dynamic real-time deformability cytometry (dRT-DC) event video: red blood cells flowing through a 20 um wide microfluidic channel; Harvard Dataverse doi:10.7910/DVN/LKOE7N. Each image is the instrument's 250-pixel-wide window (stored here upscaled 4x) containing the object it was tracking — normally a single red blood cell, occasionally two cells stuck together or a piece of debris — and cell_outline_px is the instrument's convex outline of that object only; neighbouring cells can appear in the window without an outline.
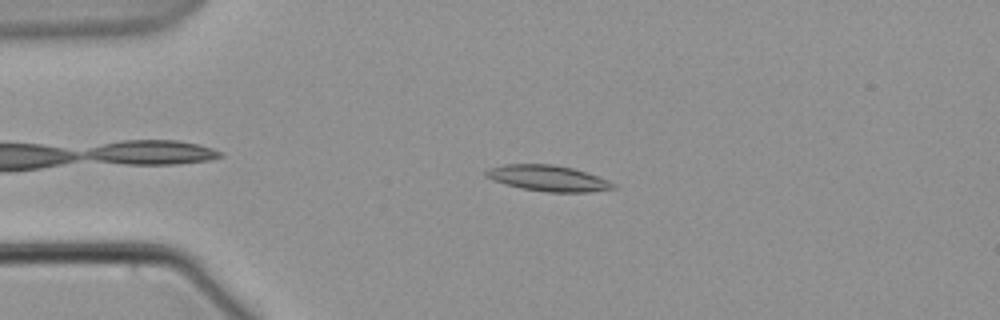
{"species": "common noctule bat (a hibernating species)", "species_latin": "Nyctalus noctula", "temperature_condition": "warm", "stored_images_in_passage": 4, "camera_frame_rate_fps": 3000, "um_per_image_px": 0.085, "animal": {"sex": "male", "body_mass_g": 21.5, "forearm_length_mm": 52.0}, "frame": {"image": 1, "passage_image": 3, "time_ms": 2.333, "image_size_px": [1000, 320], "cell_outline_px": [[616, 188], [588, 192], [548, 192], [520, 188], [504, 184], [492, 180], [484, 176], [484, 172], [488, 168], [504, 164], [552, 164], [572, 168], [608, 180], [616, 184]], "centroid_in_image_um": [46.53, 15.15], "position_along_channel_um": 38.5, "area_um2": 19.19}}